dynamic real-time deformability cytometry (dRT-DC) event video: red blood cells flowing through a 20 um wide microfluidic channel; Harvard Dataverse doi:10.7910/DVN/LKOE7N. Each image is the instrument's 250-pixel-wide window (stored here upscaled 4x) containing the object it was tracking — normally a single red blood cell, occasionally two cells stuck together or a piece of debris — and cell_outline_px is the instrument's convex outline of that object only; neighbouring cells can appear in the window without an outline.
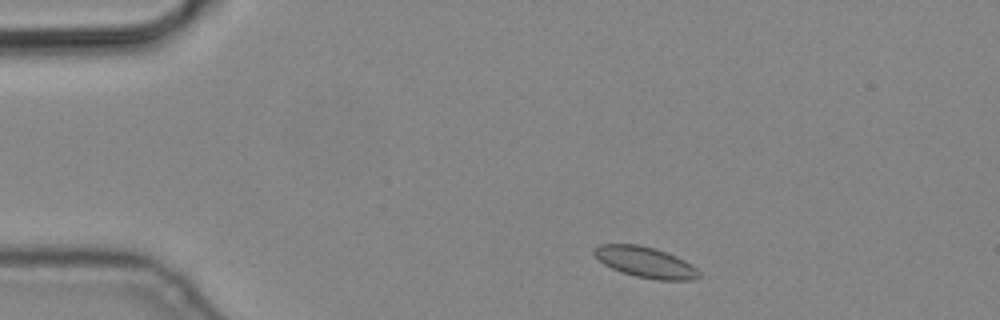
{"species": "common noctule bat (a hibernating species)", "species_latin": "Nyctalus noctula", "temperature_condition": "cold", "stored_images_in_passage": 3, "camera_frame_rate_fps": 3000, "um_per_image_px": 0.085, "animal": {"sex": "male", "body_mass_g": 19.2, "forearm_length_mm": 51.8}, "frame": {"image": 1, "passage_image": 1, "time_ms": 0.0, "image_size_px": [1000, 320], "cell_outline_px": [[700, 276], [692, 280], [656, 280], [636, 276], [620, 272], [604, 264], [592, 252], [592, 248], [600, 244], [640, 244], [656, 248], [676, 256], [692, 264], [700, 272]], "centroid_in_image_um": [54.86, 22.28], "position_along_channel_um": 30.1, "area_um2": 18.96}}